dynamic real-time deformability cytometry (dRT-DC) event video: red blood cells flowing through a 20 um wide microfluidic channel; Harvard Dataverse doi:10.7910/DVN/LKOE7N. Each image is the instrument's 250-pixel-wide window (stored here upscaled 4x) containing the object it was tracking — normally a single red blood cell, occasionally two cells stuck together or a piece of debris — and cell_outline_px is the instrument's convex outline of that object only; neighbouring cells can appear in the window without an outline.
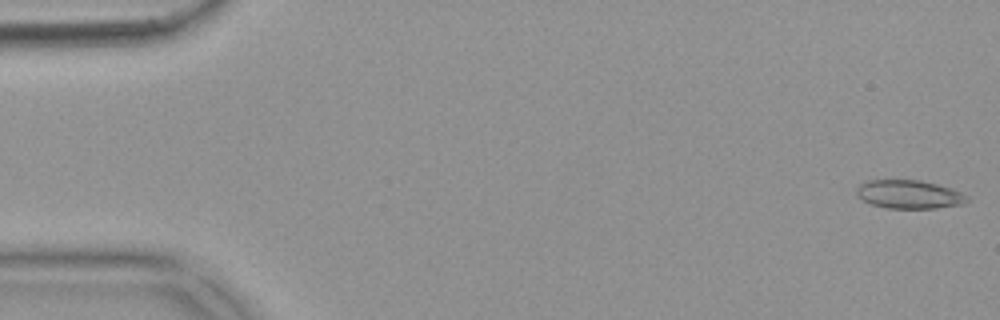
{"species": "common noctule bat (a hibernating species)", "species_latin": "Nyctalus noctula", "temperature_condition": "warm", "stored_images_in_passage": 55, "camera_frame_rate_fps": 3000, "um_per_image_px": 0.085, "animal": {"sex": "female", "body_mass_g": 18.4}, "frame": {"image": 1, "passage_image": 1, "time_ms": 0.0, "image_size_px": [1000, 320], "cell_outline_px": [[968, 200], [964, 204], [936, 208], [888, 208], [872, 204], [864, 200], [856, 192], [856, 188], [860, 184], [868, 180], [920, 180], [952, 188], [968, 196]], "centroid_in_image_um": [77.3, 16.52], "position_along_channel_um": 7.7, "area_um2": 18.21}}
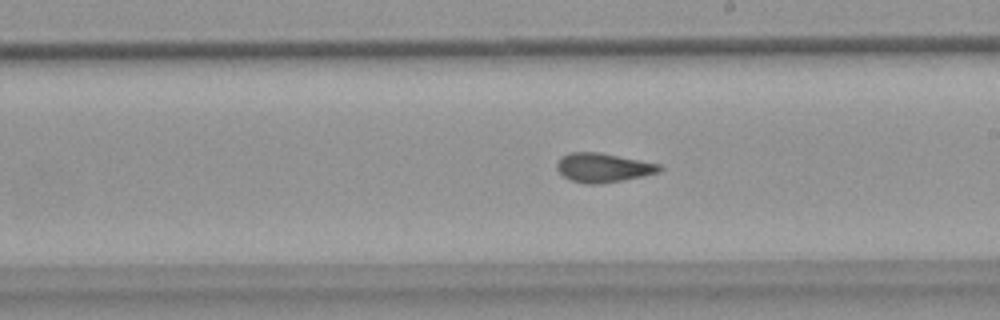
{"frame": {"image": 2, "passage_image": 31, "time_ms": 10.0, "image_size_px": [1000, 320], "cell_outline_px": [[664, 168], [660, 172], [620, 180], [596, 184], [584, 184], [572, 180], [564, 176], [556, 168], [556, 164], [560, 156], [568, 152], [600, 152], [660, 164]], "centroid_in_image_um": [51.24, 14.23], "position_along_channel_um": 237.8, "area_um2": 17.34}}
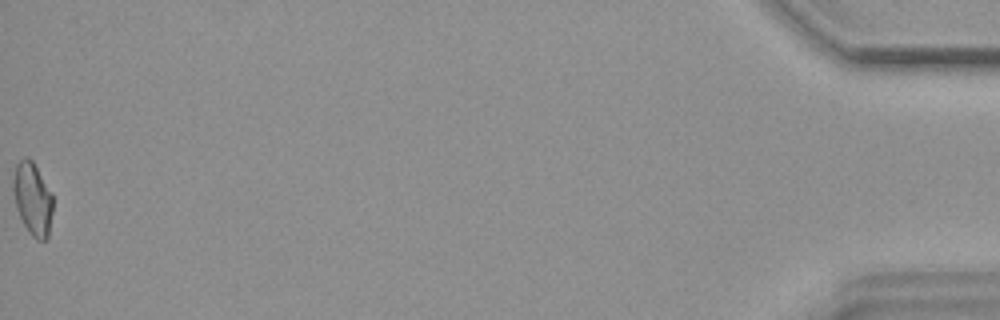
{"frame": {"image": 3, "passage_image": 55, "time_ms": 18.0, "image_size_px": [1000, 320], "cell_outline_px": [[52, 212], [48, 236], [44, 240], [36, 240], [28, 232], [16, 208], [12, 188], [12, 184], [16, 164], [24, 156], [28, 156], [32, 160], [52, 192]], "centroid_in_image_um": [2.76, 16.88], "position_along_channel_um": 432.4, "area_um2": 16.88}, "authors_computed_cell_mechanics": {"area_um2": 17.4556, "velocity_mm_per_s": 3.6857, "shape_relaxation_time_tau1_ms": null, "shape_relaxation_time_tau2_ms": 1.1685, "deformation_change_tau1": null, "deformation_change_tau2": 0.0696}}